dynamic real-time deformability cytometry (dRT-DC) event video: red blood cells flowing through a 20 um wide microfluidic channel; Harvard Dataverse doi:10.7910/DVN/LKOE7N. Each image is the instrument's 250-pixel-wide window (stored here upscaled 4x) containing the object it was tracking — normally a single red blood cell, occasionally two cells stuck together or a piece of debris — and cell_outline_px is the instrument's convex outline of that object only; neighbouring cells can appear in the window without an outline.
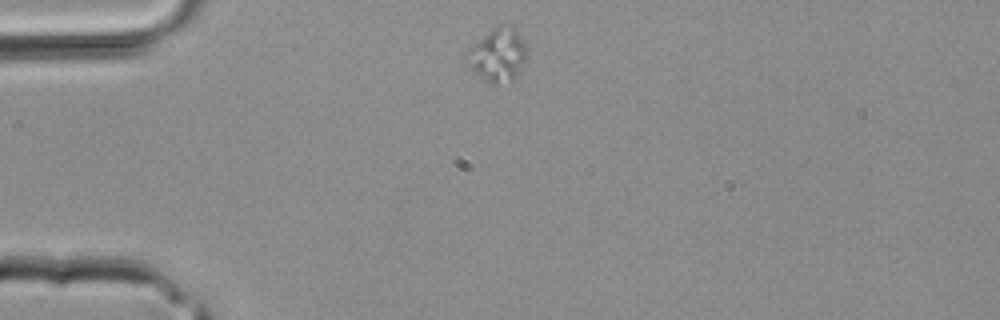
{"species": "common noctule bat (a hibernating species)", "species_latin": "Nyctalus noctula", "temperature_condition": "room temperature", "stored_images_in_passage": 1, "camera_frame_rate_fps": 3000, "um_per_image_px": 0.085, "animal": {"sex": "male", "body_mass_g": 20.4}, "frame": {"image": 1, "passage_image": 1, "time_ms": 0.0, "image_size_px": [1000, 320], "cell_outline_px": [[528, 56], [512, 80], [496, 84], [492, 84], [484, 80], [468, 64], [464, 56], [464, 52], [472, 44], [492, 28], [500, 24], [508, 24], [516, 28], [528, 44]], "centroid_in_image_um": [42.33, 4.6], "position_along_channel_um": 42.7, "area_um2": 19.07}}